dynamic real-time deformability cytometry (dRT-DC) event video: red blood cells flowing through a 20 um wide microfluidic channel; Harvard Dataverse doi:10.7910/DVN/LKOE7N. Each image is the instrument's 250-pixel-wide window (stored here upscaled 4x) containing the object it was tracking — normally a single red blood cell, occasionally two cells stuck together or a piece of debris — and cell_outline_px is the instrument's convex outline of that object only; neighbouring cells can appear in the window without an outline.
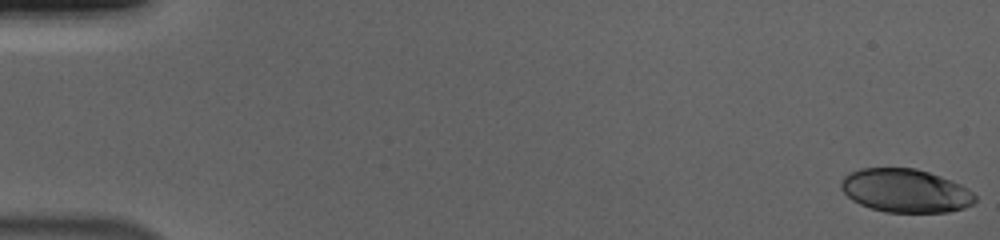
{"species": "human", "species_latin": "Homo sapiens", "temperature_condition": "cold", "stored_images_in_passage": 56, "camera_frame_rate_fps": 3000, "um_per_image_px": 0.085, "donor": {"sex": "male"}, "frame": {"image": 1, "passage_image": 1, "time_ms": 0.0, "image_size_px": [1000, 240], "cell_outline_px": [[976, 200], [972, 204], [964, 208], [948, 212], [884, 212], [860, 204], [852, 200], [840, 188], [840, 180], [848, 172], [860, 168], [916, 168], [940, 176], [960, 184], [968, 188], [976, 196]], "centroid_in_image_um": [76.94, 16.2], "position_along_channel_um": 8.1, "area_um2": 34.04}}
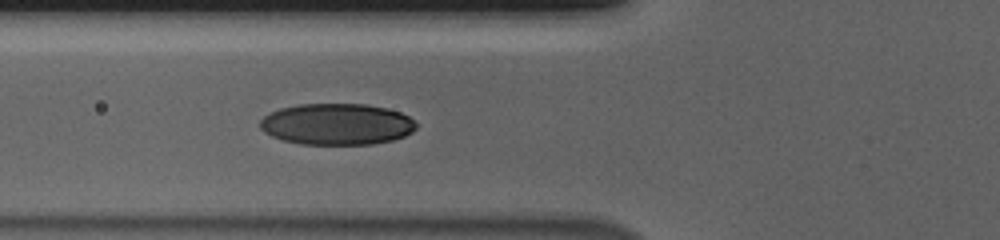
{"frame": {"image": 2, "passage_image": 22, "time_ms": 7.0, "image_size_px": [1000, 240], "cell_outline_px": [[416, 128], [412, 132], [404, 136], [392, 140], [372, 144], [300, 144], [284, 140], [272, 136], [264, 132], [260, 128], [260, 120], [264, 116], [280, 108], [300, 104], [364, 104], [384, 108], [400, 112], [408, 116], [416, 124]], "centroid_in_image_um": [28.61, 10.56], "position_along_channel_um": 97.2, "area_um2": 37.45}}
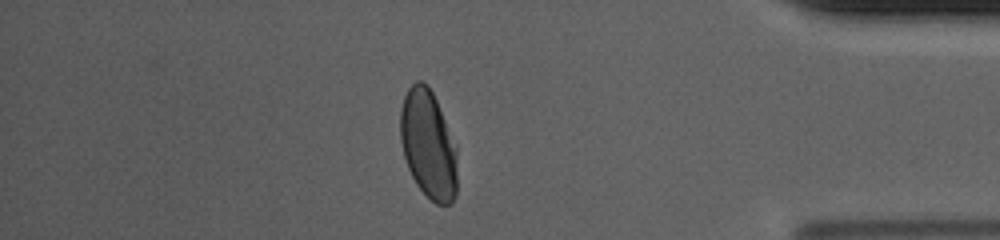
{"frame": {"image": 3, "passage_image": 49, "time_ms": 16.0, "image_size_px": [1000, 240], "cell_outline_px": [[456, 196], [452, 204], [436, 204], [416, 184], [408, 168], [404, 156], [400, 140], [400, 108], [404, 96], [408, 88], [416, 80], [420, 80], [428, 84], [436, 100], [456, 148]], "centroid_in_image_um": [36.38, 12.27], "position_along_channel_um": 398.8, "area_um2": 35.78}, "authors_computed_cell_mechanics": {"area_um2": 36.5007, "velocity_mm_per_s": 3.6919, "shape_relaxation_time_tau1_ms": 4.7802, "shape_relaxation_time_tau2_ms": 1.0193, "deformation_change_tau1": 0.1726, "deformation_change_tau2": 0.0318}}